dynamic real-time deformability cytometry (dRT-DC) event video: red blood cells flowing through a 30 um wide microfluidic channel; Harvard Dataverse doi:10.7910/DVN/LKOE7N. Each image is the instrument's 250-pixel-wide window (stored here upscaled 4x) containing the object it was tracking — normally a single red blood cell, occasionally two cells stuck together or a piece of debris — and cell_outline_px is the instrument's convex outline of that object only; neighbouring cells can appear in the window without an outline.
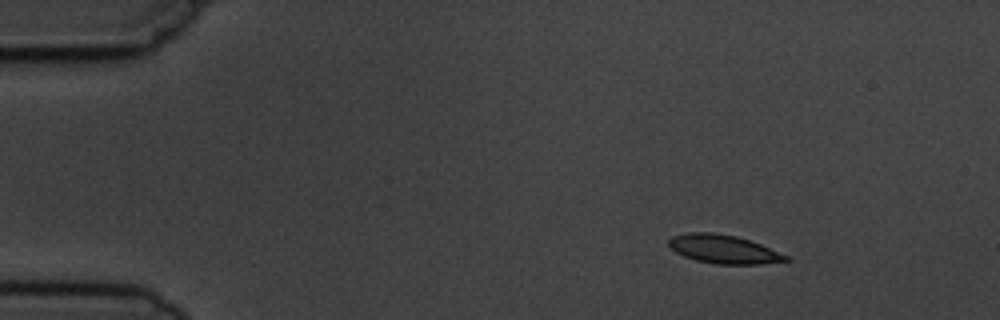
{"species": "common noctule bat (a hibernating species)", "species_latin": "Nyctalus noctula", "temperature_condition": "cold", "stored_images_in_passage": 3, "camera_frame_rate_fps": 3000, "um_per_image_px": 0.085, "animal": {"sex": "male", "body_mass_g": 19.5, "forearm_length_mm": 54.6}, "frame": {"image": 1, "passage_image": 1, "time_ms": 0.0, "image_size_px": [1000, 320], "cell_outline_px": [[792, 260], [760, 264], [716, 264], [696, 260], [684, 256], [676, 252], [668, 244], [668, 240], [672, 236], [688, 232], [712, 232], [736, 236], [760, 244], [788, 256]], "centroid_in_image_um": [61.49, 21.18], "position_along_channel_um": 23.5, "area_um2": 19.36}}
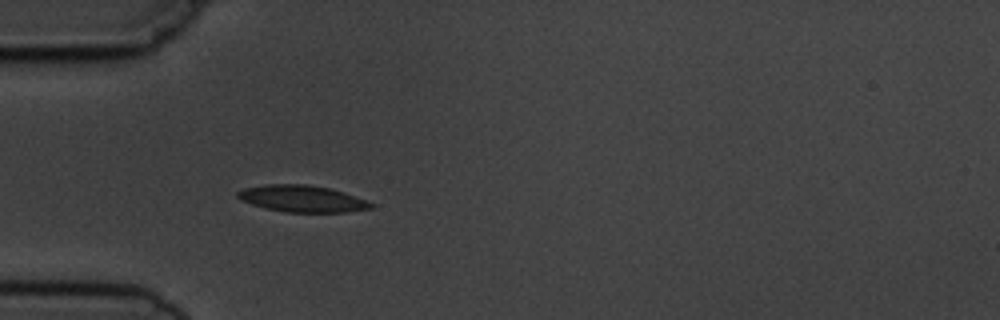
{"frame": {"image": 2, "passage_image": 3, "time_ms": 3.0, "image_size_px": [1000, 320], "cell_outline_px": [[372, 208], [348, 212], [284, 212], [264, 208], [240, 200], [236, 196], [236, 192], [244, 188], [264, 184], [304, 184], [328, 188], [344, 192], [364, 200], [372, 204]], "centroid_in_image_um": [25.61, 16.89], "position_along_channel_um": 59.4, "area_um2": 20.63}}